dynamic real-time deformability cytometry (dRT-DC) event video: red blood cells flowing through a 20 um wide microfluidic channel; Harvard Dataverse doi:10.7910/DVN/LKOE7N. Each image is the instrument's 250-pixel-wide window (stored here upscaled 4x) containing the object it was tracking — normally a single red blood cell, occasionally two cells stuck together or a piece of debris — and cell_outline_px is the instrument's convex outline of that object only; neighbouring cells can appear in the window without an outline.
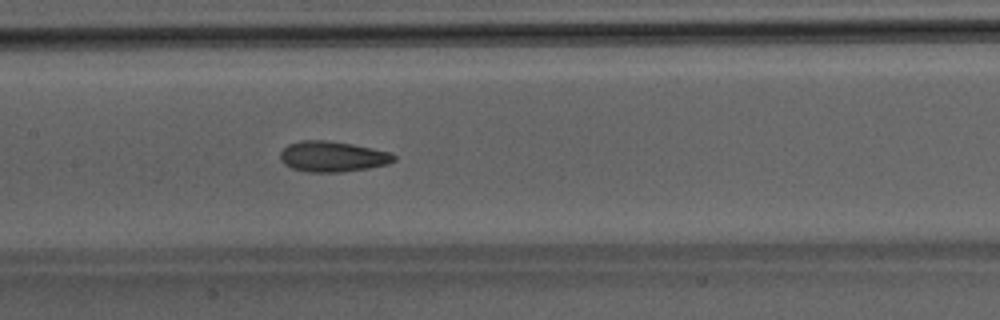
{"species": "Egyptian fruit bat (a non-hibernating species)", "species_latin": "Rousettus aegyptiacus", "temperature_condition": "room temperature", "stored_images_in_passage": 30, "camera_frame_rate_fps": 3000, "um_per_image_px": 0.085, "animal": {"sex": "male"}, "frame": {"image": 1, "passage_image": 11, "time_ms": 3.333, "image_size_px": [1000, 320], "cell_outline_px": [[396, 160], [388, 164], [368, 168], [340, 172], [308, 172], [292, 168], [284, 164], [280, 160], [280, 152], [288, 144], [300, 140], [328, 140], [352, 144], [392, 152], [396, 156]], "centroid_in_image_um": [28.27, 13.3], "position_along_channel_um": 179.1, "area_um2": 20.4}}
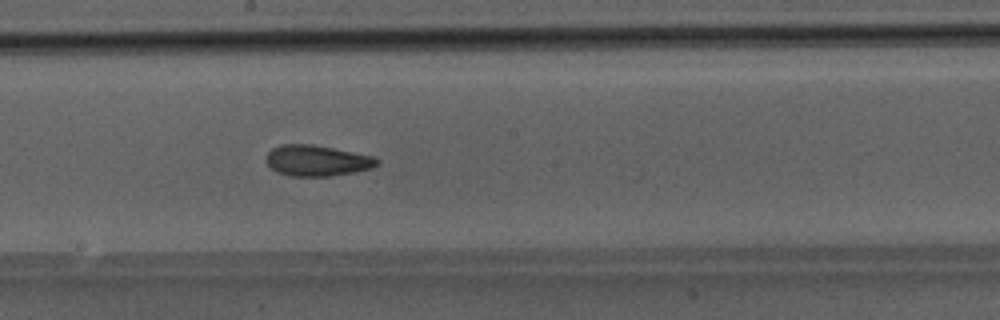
{"frame": {"image": 2, "passage_image": 14, "time_ms": 4.333, "image_size_px": [1000, 320], "cell_outline_px": [[380, 164], [372, 168], [356, 172], [332, 176], [292, 176], [276, 172], [264, 160], [268, 152], [272, 148], [280, 144], [312, 144], [372, 156]], "centroid_in_image_um": [26.91, 13.66], "position_along_channel_um": 221.3, "area_um2": 19.94}}
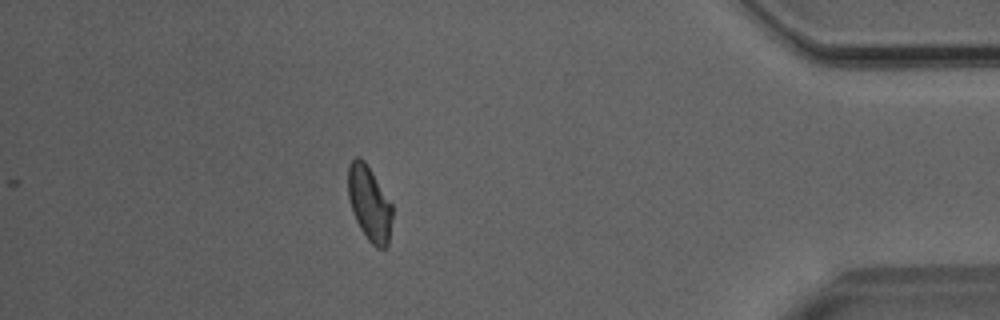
{"frame": {"image": 3, "passage_image": 30, "time_ms": 9.667, "image_size_px": [1000, 320], "cell_outline_px": [[392, 216], [388, 244], [384, 248], [376, 248], [368, 240], [360, 228], [352, 212], [348, 196], [348, 164], [356, 156], [360, 156], [364, 160], [372, 172], [392, 204]], "centroid_in_image_um": [31.38, 17.28], "position_along_channel_um": 403.8, "area_um2": 19.25}}